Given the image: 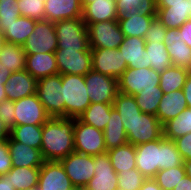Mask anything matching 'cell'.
Returning a JSON list of instances; mask_svg holds the SVG:
<instances>
[{
	"label": "cell",
	"mask_w": 191,
	"mask_h": 190,
	"mask_svg": "<svg viewBox=\"0 0 191 190\" xmlns=\"http://www.w3.org/2000/svg\"><path fill=\"white\" fill-rule=\"evenodd\" d=\"M20 16L29 17L34 20L45 19V0H17Z\"/></svg>",
	"instance_id": "b9f144b4"
},
{
	"label": "cell",
	"mask_w": 191,
	"mask_h": 190,
	"mask_svg": "<svg viewBox=\"0 0 191 190\" xmlns=\"http://www.w3.org/2000/svg\"><path fill=\"white\" fill-rule=\"evenodd\" d=\"M185 175L184 166L180 165L158 171L153 179L162 190H173Z\"/></svg>",
	"instance_id": "60d3db41"
},
{
	"label": "cell",
	"mask_w": 191,
	"mask_h": 190,
	"mask_svg": "<svg viewBox=\"0 0 191 190\" xmlns=\"http://www.w3.org/2000/svg\"><path fill=\"white\" fill-rule=\"evenodd\" d=\"M40 167H12L8 180L16 190L38 186Z\"/></svg>",
	"instance_id": "d6a6232c"
},
{
	"label": "cell",
	"mask_w": 191,
	"mask_h": 190,
	"mask_svg": "<svg viewBox=\"0 0 191 190\" xmlns=\"http://www.w3.org/2000/svg\"><path fill=\"white\" fill-rule=\"evenodd\" d=\"M12 167H41L44 160L39 149L17 142L11 137L7 140Z\"/></svg>",
	"instance_id": "7402d4cb"
},
{
	"label": "cell",
	"mask_w": 191,
	"mask_h": 190,
	"mask_svg": "<svg viewBox=\"0 0 191 190\" xmlns=\"http://www.w3.org/2000/svg\"><path fill=\"white\" fill-rule=\"evenodd\" d=\"M12 72L4 65L0 64V85H5Z\"/></svg>",
	"instance_id": "11a10c76"
},
{
	"label": "cell",
	"mask_w": 191,
	"mask_h": 190,
	"mask_svg": "<svg viewBox=\"0 0 191 190\" xmlns=\"http://www.w3.org/2000/svg\"><path fill=\"white\" fill-rule=\"evenodd\" d=\"M180 39L185 41V43L191 48V19L186 21L180 28Z\"/></svg>",
	"instance_id": "681fc988"
},
{
	"label": "cell",
	"mask_w": 191,
	"mask_h": 190,
	"mask_svg": "<svg viewBox=\"0 0 191 190\" xmlns=\"http://www.w3.org/2000/svg\"><path fill=\"white\" fill-rule=\"evenodd\" d=\"M127 141L134 146L155 141L163 136V125L151 114L142 113L133 121H123Z\"/></svg>",
	"instance_id": "8992f818"
},
{
	"label": "cell",
	"mask_w": 191,
	"mask_h": 190,
	"mask_svg": "<svg viewBox=\"0 0 191 190\" xmlns=\"http://www.w3.org/2000/svg\"><path fill=\"white\" fill-rule=\"evenodd\" d=\"M92 70L118 79L128 68L119 49L91 48Z\"/></svg>",
	"instance_id": "4fadbf2b"
},
{
	"label": "cell",
	"mask_w": 191,
	"mask_h": 190,
	"mask_svg": "<svg viewBox=\"0 0 191 190\" xmlns=\"http://www.w3.org/2000/svg\"><path fill=\"white\" fill-rule=\"evenodd\" d=\"M95 0H81V4L84 7L86 4L94 2Z\"/></svg>",
	"instance_id": "6125c7cd"
},
{
	"label": "cell",
	"mask_w": 191,
	"mask_h": 190,
	"mask_svg": "<svg viewBox=\"0 0 191 190\" xmlns=\"http://www.w3.org/2000/svg\"><path fill=\"white\" fill-rule=\"evenodd\" d=\"M191 132V108L187 107L177 117L163 125V136L175 140Z\"/></svg>",
	"instance_id": "d590c367"
},
{
	"label": "cell",
	"mask_w": 191,
	"mask_h": 190,
	"mask_svg": "<svg viewBox=\"0 0 191 190\" xmlns=\"http://www.w3.org/2000/svg\"><path fill=\"white\" fill-rule=\"evenodd\" d=\"M145 178L137 168L118 173L117 184L119 190H138Z\"/></svg>",
	"instance_id": "7bdbcfd3"
},
{
	"label": "cell",
	"mask_w": 191,
	"mask_h": 190,
	"mask_svg": "<svg viewBox=\"0 0 191 190\" xmlns=\"http://www.w3.org/2000/svg\"><path fill=\"white\" fill-rule=\"evenodd\" d=\"M183 161L191 159V132L174 140Z\"/></svg>",
	"instance_id": "c3c4849f"
},
{
	"label": "cell",
	"mask_w": 191,
	"mask_h": 190,
	"mask_svg": "<svg viewBox=\"0 0 191 190\" xmlns=\"http://www.w3.org/2000/svg\"><path fill=\"white\" fill-rule=\"evenodd\" d=\"M112 108L113 104L91 103L78 118L82 122L104 131Z\"/></svg>",
	"instance_id": "4dcf8cb0"
},
{
	"label": "cell",
	"mask_w": 191,
	"mask_h": 190,
	"mask_svg": "<svg viewBox=\"0 0 191 190\" xmlns=\"http://www.w3.org/2000/svg\"><path fill=\"white\" fill-rule=\"evenodd\" d=\"M10 137V129L0 119V141H6Z\"/></svg>",
	"instance_id": "9f6ffc18"
},
{
	"label": "cell",
	"mask_w": 191,
	"mask_h": 190,
	"mask_svg": "<svg viewBox=\"0 0 191 190\" xmlns=\"http://www.w3.org/2000/svg\"><path fill=\"white\" fill-rule=\"evenodd\" d=\"M156 15L141 16L136 11L118 19L124 37L145 38L146 32Z\"/></svg>",
	"instance_id": "83f0119b"
},
{
	"label": "cell",
	"mask_w": 191,
	"mask_h": 190,
	"mask_svg": "<svg viewBox=\"0 0 191 190\" xmlns=\"http://www.w3.org/2000/svg\"><path fill=\"white\" fill-rule=\"evenodd\" d=\"M160 73L151 68H127L118 78V92L137 95L144 89L159 86Z\"/></svg>",
	"instance_id": "ba28073f"
},
{
	"label": "cell",
	"mask_w": 191,
	"mask_h": 190,
	"mask_svg": "<svg viewBox=\"0 0 191 190\" xmlns=\"http://www.w3.org/2000/svg\"><path fill=\"white\" fill-rule=\"evenodd\" d=\"M59 74L83 75L92 70L91 51L77 52L71 49H57L55 51Z\"/></svg>",
	"instance_id": "9a60e30c"
},
{
	"label": "cell",
	"mask_w": 191,
	"mask_h": 190,
	"mask_svg": "<svg viewBox=\"0 0 191 190\" xmlns=\"http://www.w3.org/2000/svg\"><path fill=\"white\" fill-rule=\"evenodd\" d=\"M103 132L107 151L128 143L121 116L114 107L110 111V119Z\"/></svg>",
	"instance_id": "f1b7e54d"
},
{
	"label": "cell",
	"mask_w": 191,
	"mask_h": 190,
	"mask_svg": "<svg viewBox=\"0 0 191 190\" xmlns=\"http://www.w3.org/2000/svg\"><path fill=\"white\" fill-rule=\"evenodd\" d=\"M168 3H186V0H156V8L168 7Z\"/></svg>",
	"instance_id": "6f0895ef"
},
{
	"label": "cell",
	"mask_w": 191,
	"mask_h": 190,
	"mask_svg": "<svg viewBox=\"0 0 191 190\" xmlns=\"http://www.w3.org/2000/svg\"><path fill=\"white\" fill-rule=\"evenodd\" d=\"M163 91L159 86L154 88L144 89L139 94L134 95L136 103L143 113L156 116L159 103L163 98Z\"/></svg>",
	"instance_id": "f35d334b"
},
{
	"label": "cell",
	"mask_w": 191,
	"mask_h": 190,
	"mask_svg": "<svg viewBox=\"0 0 191 190\" xmlns=\"http://www.w3.org/2000/svg\"><path fill=\"white\" fill-rule=\"evenodd\" d=\"M61 75L55 74L37 81L36 94L50 117L65 118Z\"/></svg>",
	"instance_id": "5b68a950"
},
{
	"label": "cell",
	"mask_w": 191,
	"mask_h": 190,
	"mask_svg": "<svg viewBox=\"0 0 191 190\" xmlns=\"http://www.w3.org/2000/svg\"><path fill=\"white\" fill-rule=\"evenodd\" d=\"M163 43L166 45L172 65L191 71V48L180 39L178 29H166Z\"/></svg>",
	"instance_id": "ac0fdd59"
},
{
	"label": "cell",
	"mask_w": 191,
	"mask_h": 190,
	"mask_svg": "<svg viewBox=\"0 0 191 190\" xmlns=\"http://www.w3.org/2000/svg\"><path fill=\"white\" fill-rule=\"evenodd\" d=\"M14 101L6 99L0 103V119L11 130L15 126Z\"/></svg>",
	"instance_id": "bcb514c9"
},
{
	"label": "cell",
	"mask_w": 191,
	"mask_h": 190,
	"mask_svg": "<svg viewBox=\"0 0 191 190\" xmlns=\"http://www.w3.org/2000/svg\"><path fill=\"white\" fill-rule=\"evenodd\" d=\"M138 190H162L153 178H148Z\"/></svg>",
	"instance_id": "816d5d0a"
},
{
	"label": "cell",
	"mask_w": 191,
	"mask_h": 190,
	"mask_svg": "<svg viewBox=\"0 0 191 190\" xmlns=\"http://www.w3.org/2000/svg\"><path fill=\"white\" fill-rule=\"evenodd\" d=\"M65 118H78L91 104L83 75L61 74Z\"/></svg>",
	"instance_id": "3957f363"
},
{
	"label": "cell",
	"mask_w": 191,
	"mask_h": 190,
	"mask_svg": "<svg viewBox=\"0 0 191 190\" xmlns=\"http://www.w3.org/2000/svg\"><path fill=\"white\" fill-rule=\"evenodd\" d=\"M0 190H16L8 180V175H0Z\"/></svg>",
	"instance_id": "db71d44e"
},
{
	"label": "cell",
	"mask_w": 191,
	"mask_h": 190,
	"mask_svg": "<svg viewBox=\"0 0 191 190\" xmlns=\"http://www.w3.org/2000/svg\"><path fill=\"white\" fill-rule=\"evenodd\" d=\"M60 162L77 190H83L94 176V156L74 151Z\"/></svg>",
	"instance_id": "8fae6325"
},
{
	"label": "cell",
	"mask_w": 191,
	"mask_h": 190,
	"mask_svg": "<svg viewBox=\"0 0 191 190\" xmlns=\"http://www.w3.org/2000/svg\"><path fill=\"white\" fill-rule=\"evenodd\" d=\"M145 50L148 54V68L161 73L172 65L170 55L163 42H146Z\"/></svg>",
	"instance_id": "e575fe53"
},
{
	"label": "cell",
	"mask_w": 191,
	"mask_h": 190,
	"mask_svg": "<svg viewBox=\"0 0 191 190\" xmlns=\"http://www.w3.org/2000/svg\"><path fill=\"white\" fill-rule=\"evenodd\" d=\"M173 190H191V178L185 175Z\"/></svg>",
	"instance_id": "f5cc1de1"
},
{
	"label": "cell",
	"mask_w": 191,
	"mask_h": 190,
	"mask_svg": "<svg viewBox=\"0 0 191 190\" xmlns=\"http://www.w3.org/2000/svg\"><path fill=\"white\" fill-rule=\"evenodd\" d=\"M21 190H39L38 187L23 188Z\"/></svg>",
	"instance_id": "be15d7a7"
},
{
	"label": "cell",
	"mask_w": 191,
	"mask_h": 190,
	"mask_svg": "<svg viewBox=\"0 0 191 190\" xmlns=\"http://www.w3.org/2000/svg\"><path fill=\"white\" fill-rule=\"evenodd\" d=\"M5 43H6L5 37H4L3 33H2V31L0 30V52H1V50H2V48H3V45H4Z\"/></svg>",
	"instance_id": "94428289"
},
{
	"label": "cell",
	"mask_w": 191,
	"mask_h": 190,
	"mask_svg": "<svg viewBox=\"0 0 191 190\" xmlns=\"http://www.w3.org/2000/svg\"><path fill=\"white\" fill-rule=\"evenodd\" d=\"M57 36V49H71L88 52L89 45L86 23L82 18L60 20L54 23Z\"/></svg>",
	"instance_id": "277c9868"
},
{
	"label": "cell",
	"mask_w": 191,
	"mask_h": 190,
	"mask_svg": "<svg viewBox=\"0 0 191 190\" xmlns=\"http://www.w3.org/2000/svg\"><path fill=\"white\" fill-rule=\"evenodd\" d=\"M113 107L121 116V121H133L143 112L138 107L133 95L123 94L118 92Z\"/></svg>",
	"instance_id": "ab89813d"
},
{
	"label": "cell",
	"mask_w": 191,
	"mask_h": 190,
	"mask_svg": "<svg viewBox=\"0 0 191 190\" xmlns=\"http://www.w3.org/2000/svg\"><path fill=\"white\" fill-rule=\"evenodd\" d=\"M81 0H45V19L50 22L82 18Z\"/></svg>",
	"instance_id": "d6986e66"
},
{
	"label": "cell",
	"mask_w": 191,
	"mask_h": 190,
	"mask_svg": "<svg viewBox=\"0 0 191 190\" xmlns=\"http://www.w3.org/2000/svg\"><path fill=\"white\" fill-rule=\"evenodd\" d=\"M156 17L166 29L180 28L186 21L191 19V3H168V7L157 8Z\"/></svg>",
	"instance_id": "603a6c76"
},
{
	"label": "cell",
	"mask_w": 191,
	"mask_h": 190,
	"mask_svg": "<svg viewBox=\"0 0 191 190\" xmlns=\"http://www.w3.org/2000/svg\"><path fill=\"white\" fill-rule=\"evenodd\" d=\"M74 149L76 152L97 156L107 153L104 132L74 118Z\"/></svg>",
	"instance_id": "52a82bcc"
},
{
	"label": "cell",
	"mask_w": 191,
	"mask_h": 190,
	"mask_svg": "<svg viewBox=\"0 0 191 190\" xmlns=\"http://www.w3.org/2000/svg\"><path fill=\"white\" fill-rule=\"evenodd\" d=\"M189 70L174 65L160 73L159 87L164 94L182 89L185 85Z\"/></svg>",
	"instance_id": "836d02e7"
},
{
	"label": "cell",
	"mask_w": 191,
	"mask_h": 190,
	"mask_svg": "<svg viewBox=\"0 0 191 190\" xmlns=\"http://www.w3.org/2000/svg\"><path fill=\"white\" fill-rule=\"evenodd\" d=\"M26 56L21 45L5 43L0 52V64L4 65L10 72H17L25 69Z\"/></svg>",
	"instance_id": "1f68e13d"
},
{
	"label": "cell",
	"mask_w": 191,
	"mask_h": 190,
	"mask_svg": "<svg viewBox=\"0 0 191 190\" xmlns=\"http://www.w3.org/2000/svg\"><path fill=\"white\" fill-rule=\"evenodd\" d=\"M10 137L30 147L41 149L42 125H15L10 130Z\"/></svg>",
	"instance_id": "8d00e7d4"
},
{
	"label": "cell",
	"mask_w": 191,
	"mask_h": 190,
	"mask_svg": "<svg viewBox=\"0 0 191 190\" xmlns=\"http://www.w3.org/2000/svg\"><path fill=\"white\" fill-rule=\"evenodd\" d=\"M146 41L140 37H124L119 51L128 68H148V54L145 50Z\"/></svg>",
	"instance_id": "44dd1931"
},
{
	"label": "cell",
	"mask_w": 191,
	"mask_h": 190,
	"mask_svg": "<svg viewBox=\"0 0 191 190\" xmlns=\"http://www.w3.org/2000/svg\"><path fill=\"white\" fill-rule=\"evenodd\" d=\"M39 190H77L60 161H44L40 167Z\"/></svg>",
	"instance_id": "2e32d148"
},
{
	"label": "cell",
	"mask_w": 191,
	"mask_h": 190,
	"mask_svg": "<svg viewBox=\"0 0 191 190\" xmlns=\"http://www.w3.org/2000/svg\"><path fill=\"white\" fill-rule=\"evenodd\" d=\"M25 70L37 81L58 74L55 53L27 54Z\"/></svg>",
	"instance_id": "cb8c5ba5"
},
{
	"label": "cell",
	"mask_w": 191,
	"mask_h": 190,
	"mask_svg": "<svg viewBox=\"0 0 191 190\" xmlns=\"http://www.w3.org/2000/svg\"><path fill=\"white\" fill-rule=\"evenodd\" d=\"M36 20L19 16L10 24H0L5 41L7 43L23 46L29 35L34 31Z\"/></svg>",
	"instance_id": "4316f807"
},
{
	"label": "cell",
	"mask_w": 191,
	"mask_h": 190,
	"mask_svg": "<svg viewBox=\"0 0 191 190\" xmlns=\"http://www.w3.org/2000/svg\"><path fill=\"white\" fill-rule=\"evenodd\" d=\"M90 48L117 49L122 44L124 34L118 20L86 24Z\"/></svg>",
	"instance_id": "9c48e42d"
},
{
	"label": "cell",
	"mask_w": 191,
	"mask_h": 190,
	"mask_svg": "<svg viewBox=\"0 0 191 190\" xmlns=\"http://www.w3.org/2000/svg\"><path fill=\"white\" fill-rule=\"evenodd\" d=\"M74 118L50 117L42 125L41 155L44 161H60L74 149Z\"/></svg>",
	"instance_id": "7a4b0ae2"
},
{
	"label": "cell",
	"mask_w": 191,
	"mask_h": 190,
	"mask_svg": "<svg viewBox=\"0 0 191 190\" xmlns=\"http://www.w3.org/2000/svg\"><path fill=\"white\" fill-rule=\"evenodd\" d=\"M57 41L54 23L46 19L37 20L34 31L22 47L26 54L55 53Z\"/></svg>",
	"instance_id": "30bf717a"
},
{
	"label": "cell",
	"mask_w": 191,
	"mask_h": 190,
	"mask_svg": "<svg viewBox=\"0 0 191 190\" xmlns=\"http://www.w3.org/2000/svg\"><path fill=\"white\" fill-rule=\"evenodd\" d=\"M7 99L4 85H0V103Z\"/></svg>",
	"instance_id": "91938a15"
},
{
	"label": "cell",
	"mask_w": 191,
	"mask_h": 190,
	"mask_svg": "<svg viewBox=\"0 0 191 190\" xmlns=\"http://www.w3.org/2000/svg\"><path fill=\"white\" fill-rule=\"evenodd\" d=\"M136 168L145 178H154L156 173L183 165V158L173 140L162 136L155 141L135 146Z\"/></svg>",
	"instance_id": "6da1fadb"
},
{
	"label": "cell",
	"mask_w": 191,
	"mask_h": 190,
	"mask_svg": "<svg viewBox=\"0 0 191 190\" xmlns=\"http://www.w3.org/2000/svg\"><path fill=\"white\" fill-rule=\"evenodd\" d=\"M183 166H184L186 175L191 178V159L183 161Z\"/></svg>",
	"instance_id": "680465c9"
},
{
	"label": "cell",
	"mask_w": 191,
	"mask_h": 190,
	"mask_svg": "<svg viewBox=\"0 0 191 190\" xmlns=\"http://www.w3.org/2000/svg\"><path fill=\"white\" fill-rule=\"evenodd\" d=\"M188 107L182 89L164 94L156 113L162 125L177 117Z\"/></svg>",
	"instance_id": "484cf974"
},
{
	"label": "cell",
	"mask_w": 191,
	"mask_h": 190,
	"mask_svg": "<svg viewBox=\"0 0 191 190\" xmlns=\"http://www.w3.org/2000/svg\"><path fill=\"white\" fill-rule=\"evenodd\" d=\"M117 177L107 153L94 156V176L83 190H117Z\"/></svg>",
	"instance_id": "e0dca14e"
},
{
	"label": "cell",
	"mask_w": 191,
	"mask_h": 190,
	"mask_svg": "<svg viewBox=\"0 0 191 190\" xmlns=\"http://www.w3.org/2000/svg\"><path fill=\"white\" fill-rule=\"evenodd\" d=\"M117 18L127 16L133 11L139 15H156V0H116Z\"/></svg>",
	"instance_id": "74e56055"
},
{
	"label": "cell",
	"mask_w": 191,
	"mask_h": 190,
	"mask_svg": "<svg viewBox=\"0 0 191 190\" xmlns=\"http://www.w3.org/2000/svg\"><path fill=\"white\" fill-rule=\"evenodd\" d=\"M107 154L117 174L136 168V151L133 144L126 143L125 145L110 149L107 151Z\"/></svg>",
	"instance_id": "f546056e"
},
{
	"label": "cell",
	"mask_w": 191,
	"mask_h": 190,
	"mask_svg": "<svg viewBox=\"0 0 191 190\" xmlns=\"http://www.w3.org/2000/svg\"><path fill=\"white\" fill-rule=\"evenodd\" d=\"M82 20L86 24L118 20L116 0H95L82 9Z\"/></svg>",
	"instance_id": "d4e9b609"
},
{
	"label": "cell",
	"mask_w": 191,
	"mask_h": 190,
	"mask_svg": "<svg viewBox=\"0 0 191 190\" xmlns=\"http://www.w3.org/2000/svg\"><path fill=\"white\" fill-rule=\"evenodd\" d=\"M187 105L191 108V71L189 72L184 87L182 88Z\"/></svg>",
	"instance_id": "f907efd6"
},
{
	"label": "cell",
	"mask_w": 191,
	"mask_h": 190,
	"mask_svg": "<svg viewBox=\"0 0 191 190\" xmlns=\"http://www.w3.org/2000/svg\"><path fill=\"white\" fill-rule=\"evenodd\" d=\"M12 168L11 155L7 140L0 141V175H5Z\"/></svg>",
	"instance_id": "7dc6e473"
},
{
	"label": "cell",
	"mask_w": 191,
	"mask_h": 190,
	"mask_svg": "<svg viewBox=\"0 0 191 190\" xmlns=\"http://www.w3.org/2000/svg\"><path fill=\"white\" fill-rule=\"evenodd\" d=\"M166 27L159 21L157 17L151 22L149 29L145 35L146 42H164Z\"/></svg>",
	"instance_id": "f6af8a7d"
},
{
	"label": "cell",
	"mask_w": 191,
	"mask_h": 190,
	"mask_svg": "<svg viewBox=\"0 0 191 190\" xmlns=\"http://www.w3.org/2000/svg\"><path fill=\"white\" fill-rule=\"evenodd\" d=\"M14 106L15 125H43L50 118L37 94L14 101Z\"/></svg>",
	"instance_id": "5bb4252c"
},
{
	"label": "cell",
	"mask_w": 191,
	"mask_h": 190,
	"mask_svg": "<svg viewBox=\"0 0 191 190\" xmlns=\"http://www.w3.org/2000/svg\"><path fill=\"white\" fill-rule=\"evenodd\" d=\"M20 16L17 0L0 1V24H10Z\"/></svg>",
	"instance_id": "ee69618b"
},
{
	"label": "cell",
	"mask_w": 191,
	"mask_h": 190,
	"mask_svg": "<svg viewBox=\"0 0 191 190\" xmlns=\"http://www.w3.org/2000/svg\"><path fill=\"white\" fill-rule=\"evenodd\" d=\"M4 87L7 99L16 101L36 94L37 80L24 69L11 73Z\"/></svg>",
	"instance_id": "ffe728a7"
},
{
	"label": "cell",
	"mask_w": 191,
	"mask_h": 190,
	"mask_svg": "<svg viewBox=\"0 0 191 190\" xmlns=\"http://www.w3.org/2000/svg\"><path fill=\"white\" fill-rule=\"evenodd\" d=\"M91 103L113 104L118 93V79L90 70L85 76Z\"/></svg>",
	"instance_id": "7c38bea8"
}]
</instances>
